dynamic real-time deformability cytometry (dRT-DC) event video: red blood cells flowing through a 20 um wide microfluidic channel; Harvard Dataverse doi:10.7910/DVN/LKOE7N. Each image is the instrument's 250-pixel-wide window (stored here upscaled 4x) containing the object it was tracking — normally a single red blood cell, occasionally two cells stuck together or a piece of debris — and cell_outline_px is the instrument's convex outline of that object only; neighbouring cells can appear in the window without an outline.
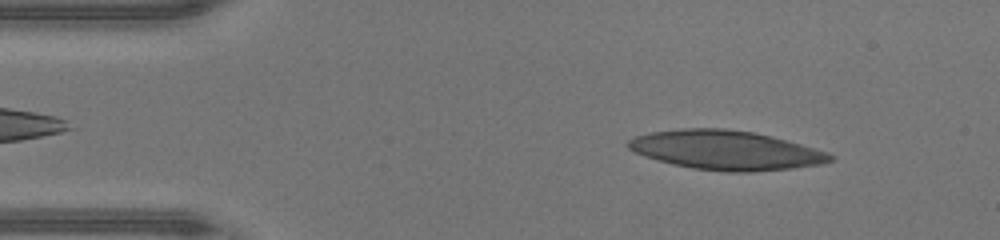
{"species": "human", "species_latin": "Homo sapiens", "temperature_condition": "warm", "stored_images_in_passage": 44, "camera_frame_rate_fps": 3000, "um_per_image_px": 0.085, "donor": {"sex": "male"}, "frame": {"image": 1, "passage_image": 4, "time_ms": 1.0, "image_size_px": [1000, 240], "cell_outline_px": [[836, 160], [824, 164], [792, 168], [752, 172], [728, 172], [692, 168], [672, 164], [644, 156], [628, 148], [624, 144], [632, 136], [648, 132], [680, 128], [724, 128], [752, 132], [772, 136], [828, 152], [836, 156]], "centroid_in_image_um": [61.69, 12.76], "position_along_channel_um": 23.3, "area_um2": 46.59}}
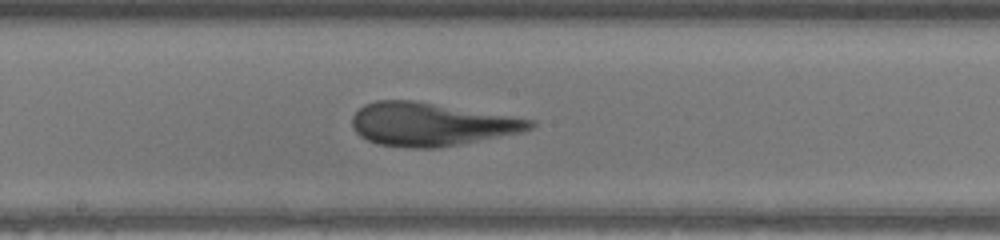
{"frame": {"image": 2, "passage_image": 22, "time_ms": 7.0, "image_size_px": [1000, 240], "cell_outline_px": [[536, 124], [532, 128], [520, 132], [436, 148], [412, 148], [380, 144], [368, 140], [360, 136], [352, 128], [352, 116], [364, 104], [376, 100], [412, 100], [532, 120]], "centroid_in_image_um": [36.55, 10.56], "position_along_channel_um": 211.6, "area_um2": 43.93}}
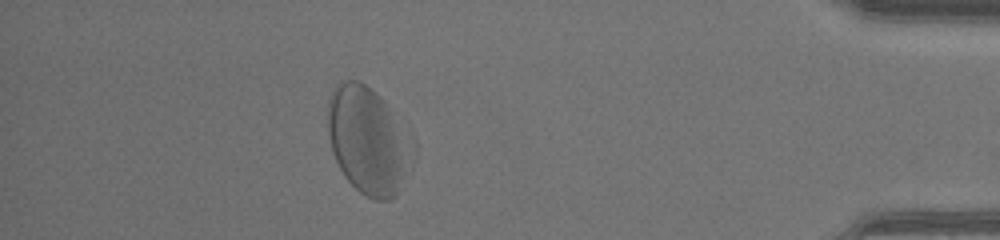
{"frame": {"image": 3, "passage_image": 39, "time_ms": 12.667, "image_size_px": [1000, 240], "cell_outline_px": [[416, 156], [396, 196], [392, 200], [376, 200], [360, 192], [344, 176], [332, 152], [328, 136], [328, 100], [336, 84], [344, 80], [360, 80], [380, 96], [384, 100], [412, 132], [416, 140]], "centroid_in_image_um": [31.37, 11.93], "position_along_channel_um": 403.8, "area_um2": 54.33}, "authors_computed_cell_mechanics": {"area_um2": 45.2574, "velocity_mm_per_s": 4.3263, "shape_relaxation_time_tau1_ms": 2.5621, "shape_relaxation_time_tau2_ms": 1.3981, "deformation_change_tau1": 0.1341, "deformation_change_tau2": 0.1123}}